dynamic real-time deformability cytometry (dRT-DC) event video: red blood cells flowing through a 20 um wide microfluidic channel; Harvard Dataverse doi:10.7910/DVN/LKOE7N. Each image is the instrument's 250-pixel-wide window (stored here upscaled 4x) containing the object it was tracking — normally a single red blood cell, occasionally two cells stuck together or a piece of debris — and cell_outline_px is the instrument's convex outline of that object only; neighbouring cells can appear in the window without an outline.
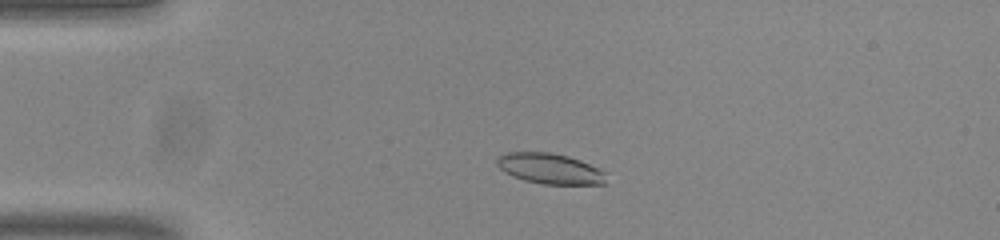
{"species": "common noctule bat (a hibernating species)", "species_latin": "Nyctalus noctula", "temperature_condition": "room temperature", "stored_images_in_passage": 49, "camera_frame_rate_fps": 3000, "um_per_image_px": 0.085, "animal": {"sex": "male", "body_mass_g": 20.0, "forearm_length_mm": 53.3}, "frame": {"image": 1, "passage_image": 8, "time_ms": 2.333, "image_size_px": [1000, 240], "cell_outline_px": [[608, 184], [544, 184], [524, 180], [504, 172], [496, 164], [496, 156], [508, 152], [548, 152], [568, 156], [580, 160], [604, 172]], "centroid_in_image_um": [46.71, 14.33], "position_along_channel_um": 38.3, "area_um2": 19.36}}
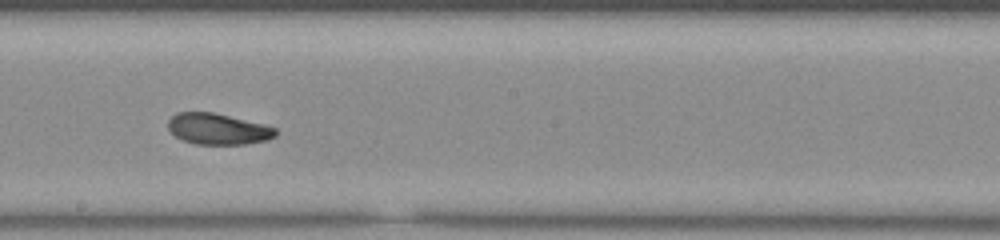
{"frame": {"image": 2, "passage_image": 26, "time_ms": 8.333, "image_size_px": [1000, 240], "cell_outline_px": [[276, 136], [268, 140], [244, 144], [196, 144], [184, 140], [176, 136], [168, 128], [168, 120], [176, 112], [212, 112], [264, 124], [276, 128]], "centroid_in_image_um": [18.53, 10.96], "position_along_channel_um": 229.7, "area_um2": 19.36}}
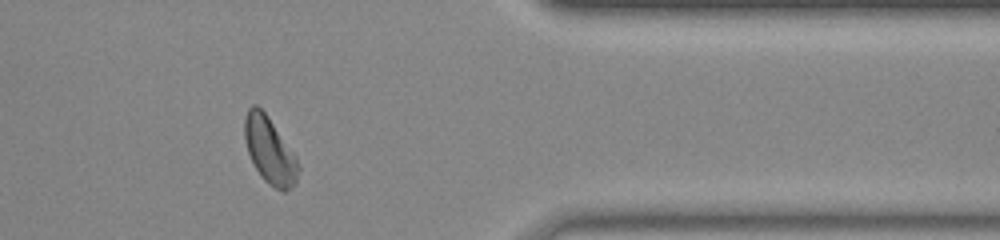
{"frame": {"image": 3, "passage_image": 40, "time_ms": 13.0, "image_size_px": [1000, 240], "cell_outline_px": [[300, 168], [296, 184], [284, 192], [280, 192], [268, 184], [260, 176], [248, 152], [244, 136], [244, 120], [248, 108], [252, 104], [256, 104], [268, 116], [296, 156]], "centroid_in_image_um": [22.94, 12.81], "position_along_channel_um": 388.5, "area_um2": 20.92}, "authors_computed_cell_mechanics": {"area_um2": 20.0566, "velocity_mm_per_s": 3.7932, "shape_relaxation_time_tau1_ms": 6.0046, "shape_relaxation_time_tau2_ms": 4.2375, "deformation_change_tau1": 0.1433, "deformation_change_tau2": 0.091}}